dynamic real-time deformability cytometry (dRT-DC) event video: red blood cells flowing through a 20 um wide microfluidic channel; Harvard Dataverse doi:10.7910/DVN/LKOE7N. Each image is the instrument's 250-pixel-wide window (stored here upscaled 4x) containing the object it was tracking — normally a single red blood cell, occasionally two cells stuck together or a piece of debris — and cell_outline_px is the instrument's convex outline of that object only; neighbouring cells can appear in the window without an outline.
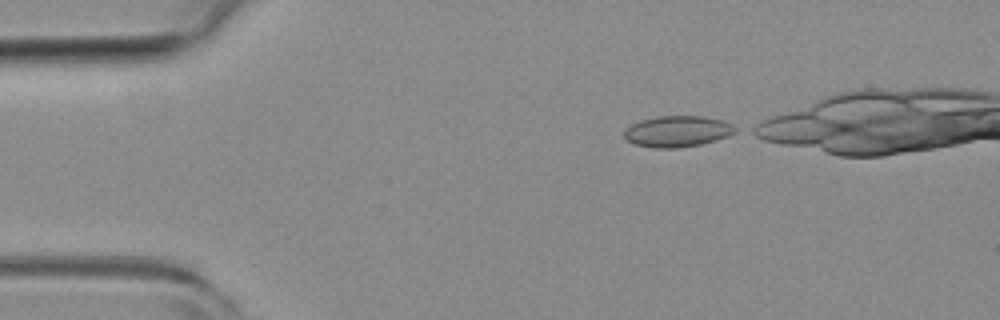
{"species": "common noctule bat (a hibernating species)", "species_latin": "Nyctalus noctula", "temperature_condition": "room temperature", "stored_images_in_passage": 5, "camera_frame_rate_fps": 3000, "um_per_image_px": 0.085, "animal": {"sex": "female", "body_mass_g": 19.3, "forearm_length_mm": 54.1}, "frame": {"image": 1, "passage_image": 1, "time_ms": 0.0, "image_size_px": [1000, 320], "cell_outline_px": [[740, 128], [736, 132], [728, 136], [716, 140], [700, 144], [676, 148], [656, 148], [636, 144], [628, 140], [624, 136], [624, 132], [632, 124], [640, 120], [656, 116], [704, 116], [724, 120]], "centroid_in_image_um": [57.64, 11.15], "position_along_channel_um": 27.4, "area_um2": 20.17}}
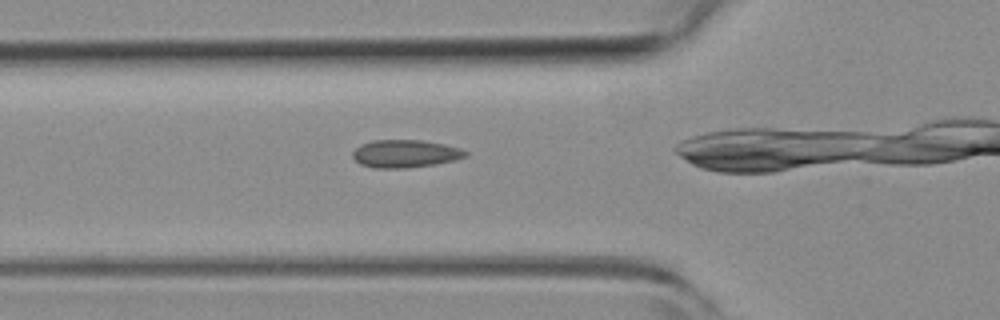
{"frame": {"image": 2, "passage_image": 5, "time_ms": 1.333, "image_size_px": [1000, 320], "cell_outline_px": [[468, 156], [456, 160], [436, 164], [408, 168], [372, 168], [360, 164], [352, 156], [352, 152], [360, 144], [372, 140], [420, 140], [444, 144], [460, 148], [468, 152]], "centroid_in_image_um": [34.44, 13.07], "position_along_channel_um": 91.4, "area_um2": 18.44}}